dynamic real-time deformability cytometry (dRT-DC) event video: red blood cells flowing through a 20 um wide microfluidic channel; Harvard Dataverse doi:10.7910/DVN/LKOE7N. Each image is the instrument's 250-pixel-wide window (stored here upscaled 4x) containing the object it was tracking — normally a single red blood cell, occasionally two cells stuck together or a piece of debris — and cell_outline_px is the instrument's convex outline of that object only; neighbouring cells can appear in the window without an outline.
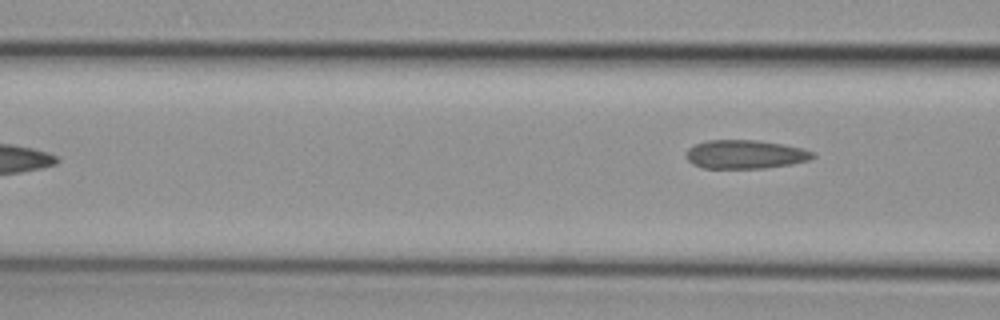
{"species": "common noctule bat (a hibernating species)", "species_latin": "Nyctalus noctula", "temperature_condition": "cold", "stored_images_in_passage": 6, "camera_frame_rate_fps": 3000, "um_per_image_px": 0.085, "animal": {"sex": "female", "body_mass_g": 29.2, "forearm_length_mm": 56.3}, "frame": {"image": 1, "passage_image": 6, "time_ms": 1.667, "image_size_px": [1000, 320], "cell_outline_px": [[816, 156], [808, 160], [792, 164], [764, 168], [704, 168], [692, 164], [684, 156], [688, 148], [696, 144], [708, 140], [756, 140], [784, 144], [804, 148], [812, 152]], "centroid_in_image_um": [63.34, 13.12], "position_along_channel_um": 103.3, "area_um2": 21.27}}